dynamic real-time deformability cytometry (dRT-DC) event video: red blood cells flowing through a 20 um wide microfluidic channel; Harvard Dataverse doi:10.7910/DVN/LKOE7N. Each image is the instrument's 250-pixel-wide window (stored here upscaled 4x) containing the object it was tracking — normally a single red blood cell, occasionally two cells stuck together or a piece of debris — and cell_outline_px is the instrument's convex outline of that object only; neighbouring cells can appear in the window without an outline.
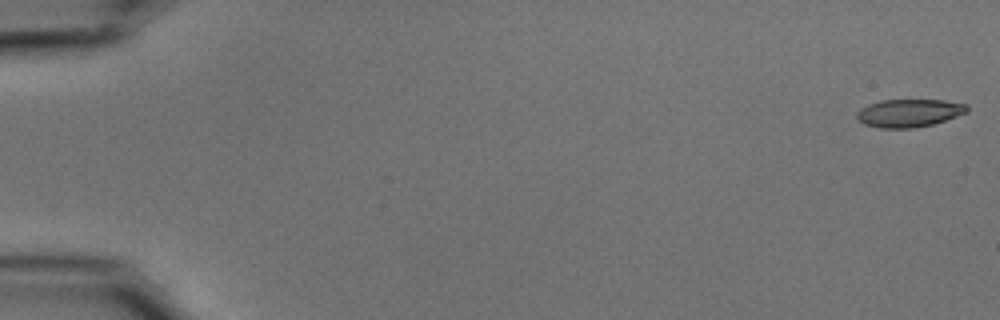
{"species": "common noctule bat (a hibernating species)", "species_latin": "Nyctalus noctula", "temperature_condition": "cold", "stored_images_in_passage": 55, "camera_frame_rate_fps": 3000, "um_per_image_px": 0.085, "animal": {"sex": "male", "body_mass_g": 15.6}, "frame": {"image": 1, "passage_image": 1, "time_ms": 0.0, "image_size_px": [1000, 320], "cell_outline_px": [[968, 112], [932, 124], [912, 128], [880, 128], [864, 124], [856, 116], [856, 112], [860, 108], [868, 104], [880, 100], [944, 100], [968, 104]], "centroid_in_image_um": [77.26, 9.6], "position_along_channel_um": 7.7, "area_um2": 17.92}}
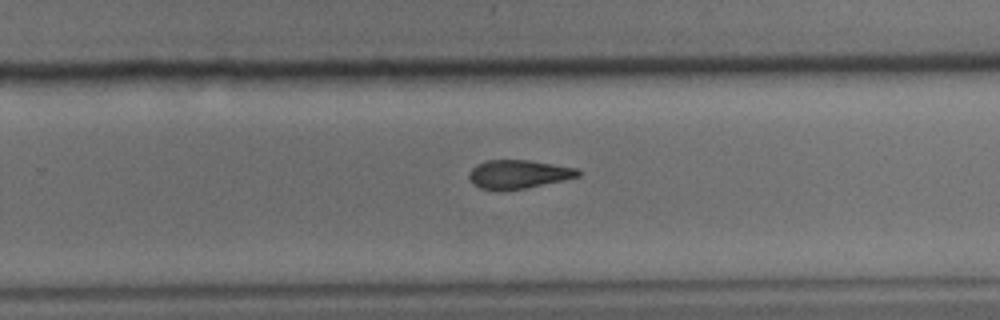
{"frame": {"image": 2, "passage_image": 36, "time_ms": 11.667, "image_size_px": [1000, 320], "cell_outline_px": [[580, 176], [564, 180], [524, 188], [500, 192], [480, 188], [472, 184], [468, 176], [468, 172], [476, 164], [484, 160], [528, 160], [576, 168], [580, 172]], "centroid_in_image_um": [43.99, 14.82], "position_along_channel_um": 285.8, "area_um2": 18.38}}
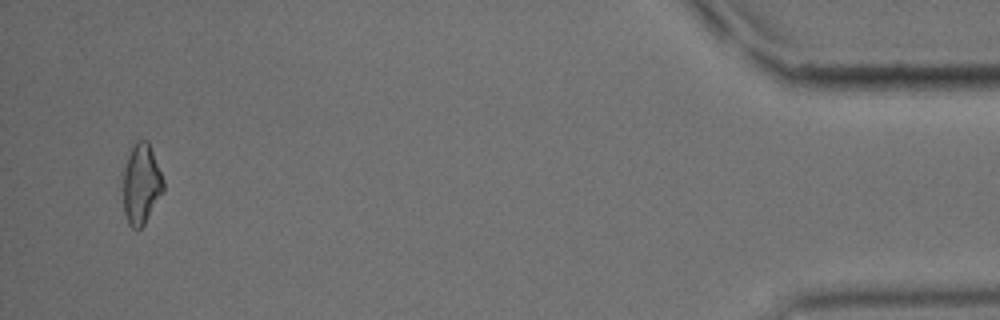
{"frame": {"image": 3, "passage_image": 53, "time_ms": 17.333, "image_size_px": [1000, 320], "cell_outline_px": [[164, 192], [144, 224], [136, 232], [128, 224], [124, 212], [120, 172], [132, 144], [136, 136], [148, 140], [164, 180]], "centroid_in_image_um": [11.95, 15.58], "position_along_channel_um": 423.2, "area_um2": 20.06}, "authors_computed_cell_mechanics": {"area_um2": 19.0162, "velocity_mm_per_s": 3.7081, "shape_relaxation_time_tau1_ms": 9.2799, "shape_relaxation_time_tau2_ms": 4.7169, "deformation_change_tau1": 0.2152, "deformation_change_tau2": 0.145}}